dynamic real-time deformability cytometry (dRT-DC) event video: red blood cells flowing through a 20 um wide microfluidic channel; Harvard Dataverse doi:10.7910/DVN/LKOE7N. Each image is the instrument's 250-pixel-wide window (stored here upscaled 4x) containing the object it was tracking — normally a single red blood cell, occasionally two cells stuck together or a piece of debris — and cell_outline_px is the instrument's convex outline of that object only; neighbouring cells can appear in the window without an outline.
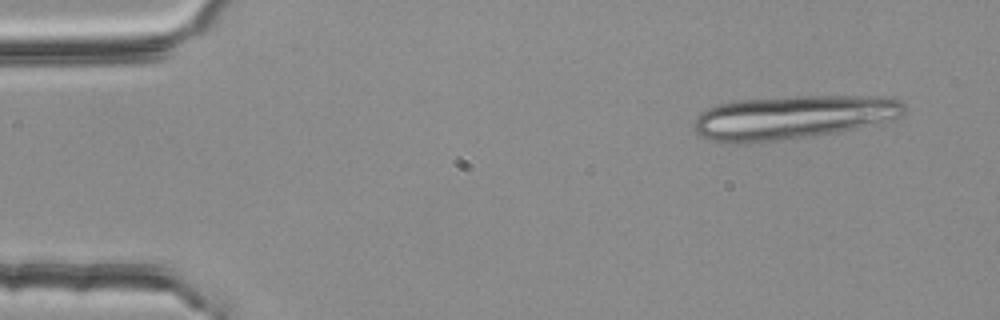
{"species": "common noctule bat (a hibernating species)", "species_latin": "Nyctalus noctula", "temperature_condition": "room temperature", "stored_images_in_passage": 3, "camera_frame_rate_fps": 3000, "um_per_image_px": 0.085, "animal": {"sex": "female", "body_mass_g": 25.1}, "frame": {"image": 1, "passage_image": 1, "time_ms": 0.0, "image_size_px": [1000, 320], "cell_outline_px": [[908, 108], [900, 116], [892, 120], [880, 124], [840, 132], [736, 144], [712, 140], [696, 132], [692, 128], [696, 116], [700, 112], [708, 108], [720, 104], [740, 100], [796, 96], [884, 96], [900, 100]], "centroid_in_image_um": [67.46, 9.95], "position_along_channel_um": 17.5, "area_um2": 53.52}}